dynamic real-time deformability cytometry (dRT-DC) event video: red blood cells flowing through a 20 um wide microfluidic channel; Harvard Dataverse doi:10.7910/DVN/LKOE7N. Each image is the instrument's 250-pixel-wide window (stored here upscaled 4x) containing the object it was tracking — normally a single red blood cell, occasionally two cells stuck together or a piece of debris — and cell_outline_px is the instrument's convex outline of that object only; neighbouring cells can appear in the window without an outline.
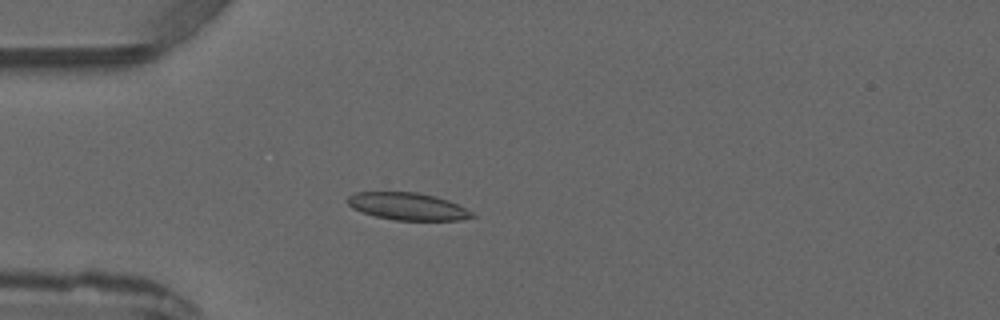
{"species": "common noctule bat (a hibernating species)", "species_latin": "Nyctalus noctula", "temperature_condition": "warm", "stored_images_in_passage": 3, "camera_frame_rate_fps": 3000, "um_per_image_px": 0.085, "animal": {"sex": "male", "forearm_length_mm": 52.5}, "frame": {"image": 1, "passage_image": 3, "time_ms": 3.667, "image_size_px": [1000, 320], "cell_outline_px": [[476, 216], [460, 220], [396, 220], [376, 216], [352, 208], [344, 200], [348, 196], [356, 192], [416, 192], [436, 196], [448, 200], [472, 212]], "centroid_in_image_um": [34.62, 17.53], "position_along_channel_um": 50.4, "area_um2": 19.71}}